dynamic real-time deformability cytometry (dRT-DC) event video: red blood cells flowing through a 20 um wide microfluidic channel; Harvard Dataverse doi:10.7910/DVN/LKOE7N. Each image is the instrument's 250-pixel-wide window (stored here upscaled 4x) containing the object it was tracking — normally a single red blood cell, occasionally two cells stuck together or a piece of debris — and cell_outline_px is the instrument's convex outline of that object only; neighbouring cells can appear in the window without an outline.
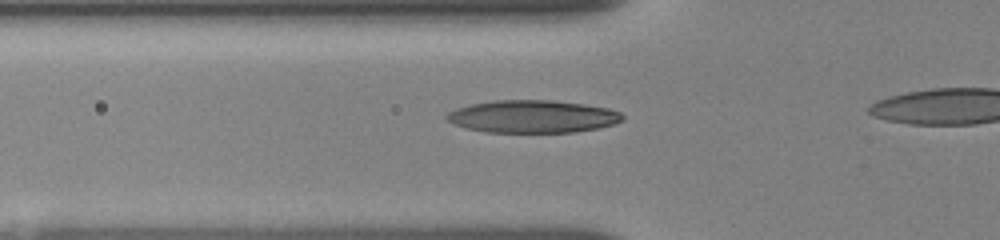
{"species": "human", "species_latin": "Homo sapiens", "temperature_condition": "room temperature", "stored_images_in_passage": 6, "segment_of_instrument_passage": [1, 2], "camera_frame_rate_fps": 3000, "um_per_image_px": 0.085, "donor": {"sex": "female"}, "frame": {"image": 1, "passage_image": 4, "time_ms": 1.667, "image_size_px": [1000, 240], "cell_outline_px": [[624, 120], [600, 128], [576, 132], [484, 132], [464, 128], [452, 124], [444, 116], [448, 112], [456, 108], [472, 104], [496, 100], [552, 100], [584, 104], [608, 108], [620, 112], [624, 116]], "centroid_in_image_um": [45.26, 9.91], "position_along_channel_um": 80.5, "area_um2": 33.58}}